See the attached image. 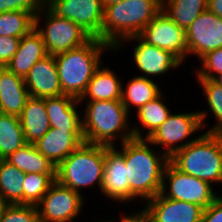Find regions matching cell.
I'll use <instances>...</instances> for the list:
<instances>
[{
	"instance_id": "20",
	"label": "cell",
	"mask_w": 222,
	"mask_h": 222,
	"mask_svg": "<svg viewBox=\"0 0 222 222\" xmlns=\"http://www.w3.org/2000/svg\"><path fill=\"white\" fill-rule=\"evenodd\" d=\"M44 104L50 128L82 129V113H80L82 111L79 109L81 105L78 99L70 95H61L44 98Z\"/></svg>"
},
{
	"instance_id": "41",
	"label": "cell",
	"mask_w": 222,
	"mask_h": 222,
	"mask_svg": "<svg viewBox=\"0 0 222 222\" xmlns=\"http://www.w3.org/2000/svg\"><path fill=\"white\" fill-rule=\"evenodd\" d=\"M102 1V4L103 6H107V5H111V4H114V3H120L124 0H101Z\"/></svg>"
},
{
	"instance_id": "33",
	"label": "cell",
	"mask_w": 222,
	"mask_h": 222,
	"mask_svg": "<svg viewBox=\"0 0 222 222\" xmlns=\"http://www.w3.org/2000/svg\"><path fill=\"white\" fill-rule=\"evenodd\" d=\"M199 62L201 65L195 69V78L213 80L217 75L222 74V48L208 52Z\"/></svg>"
},
{
	"instance_id": "5",
	"label": "cell",
	"mask_w": 222,
	"mask_h": 222,
	"mask_svg": "<svg viewBox=\"0 0 222 222\" xmlns=\"http://www.w3.org/2000/svg\"><path fill=\"white\" fill-rule=\"evenodd\" d=\"M169 162L182 173L208 182L222 184V133L202 132L183 149L176 151Z\"/></svg>"
},
{
	"instance_id": "21",
	"label": "cell",
	"mask_w": 222,
	"mask_h": 222,
	"mask_svg": "<svg viewBox=\"0 0 222 222\" xmlns=\"http://www.w3.org/2000/svg\"><path fill=\"white\" fill-rule=\"evenodd\" d=\"M46 55L42 36L33 28L21 38L18 50L6 67L15 75L25 78L34 64Z\"/></svg>"
},
{
	"instance_id": "44",
	"label": "cell",
	"mask_w": 222,
	"mask_h": 222,
	"mask_svg": "<svg viewBox=\"0 0 222 222\" xmlns=\"http://www.w3.org/2000/svg\"><path fill=\"white\" fill-rule=\"evenodd\" d=\"M3 67H4V66L0 64V71L2 70Z\"/></svg>"
},
{
	"instance_id": "11",
	"label": "cell",
	"mask_w": 222,
	"mask_h": 222,
	"mask_svg": "<svg viewBox=\"0 0 222 222\" xmlns=\"http://www.w3.org/2000/svg\"><path fill=\"white\" fill-rule=\"evenodd\" d=\"M85 197L87 194H79L55 180L37 205L40 222H74L85 208Z\"/></svg>"
},
{
	"instance_id": "12",
	"label": "cell",
	"mask_w": 222,
	"mask_h": 222,
	"mask_svg": "<svg viewBox=\"0 0 222 222\" xmlns=\"http://www.w3.org/2000/svg\"><path fill=\"white\" fill-rule=\"evenodd\" d=\"M46 6L56 15L75 22L92 38L102 41L104 6L101 0H47Z\"/></svg>"
},
{
	"instance_id": "31",
	"label": "cell",
	"mask_w": 222,
	"mask_h": 222,
	"mask_svg": "<svg viewBox=\"0 0 222 222\" xmlns=\"http://www.w3.org/2000/svg\"><path fill=\"white\" fill-rule=\"evenodd\" d=\"M35 28V15L26 11L0 13V36L22 38Z\"/></svg>"
},
{
	"instance_id": "37",
	"label": "cell",
	"mask_w": 222,
	"mask_h": 222,
	"mask_svg": "<svg viewBox=\"0 0 222 222\" xmlns=\"http://www.w3.org/2000/svg\"><path fill=\"white\" fill-rule=\"evenodd\" d=\"M201 222H222V195H219L207 209L203 210Z\"/></svg>"
},
{
	"instance_id": "9",
	"label": "cell",
	"mask_w": 222,
	"mask_h": 222,
	"mask_svg": "<svg viewBox=\"0 0 222 222\" xmlns=\"http://www.w3.org/2000/svg\"><path fill=\"white\" fill-rule=\"evenodd\" d=\"M216 190L208 182L182 173L169 162L164 171L160 193L166 198L190 202L207 209L220 195Z\"/></svg>"
},
{
	"instance_id": "27",
	"label": "cell",
	"mask_w": 222,
	"mask_h": 222,
	"mask_svg": "<svg viewBox=\"0 0 222 222\" xmlns=\"http://www.w3.org/2000/svg\"><path fill=\"white\" fill-rule=\"evenodd\" d=\"M202 90V96L207 101V109L198 110L203 130L208 121V116H213L216 120L214 125L206 129L207 133H222V86L215 83L212 79H196Z\"/></svg>"
},
{
	"instance_id": "24",
	"label": "cell",
	"mask_w": 222,
	"mask_h": 222,
	"mask_svg": "<svg viewBox=\"0 0 222 222\" xmlns=\"http://www.w3.org/2000/svg\"><path fill=\"white\" fill-rule=\"evenodd\" d=\"M19 119L26 142L36 143L50 129L44 98L30 96Z\"/></svg>"
},
{
	"instance_id": "14",
	"label": "cell",
	"mask_w": 222,
	"mask_h": 222,
	"mask_svg": "<svg viewBox=\"0 0 222 222\" xmlns=\"http://www.w3.org/2000/svg\"><path fill=\"white\" fill-rule=\"evenodd\" d=\"M188 57L199 61L205 54L222 48V18L208 9L202 12L185 31Z\"/></svg>"
},
{
	"instance_id": "39",
	"label": "cell",
	"mask_w": 222,
	"mask_h": 222,
	"mask_svg": "<svg viewBox=\"0 0 222 222\" xmlns=\"http://www.w3.org/2000/svg\"><path fill=\"white\" fill-rule=\"evenodd\" d=\"M208 10L222 18V0H208Z\"/></svg>"
},
{
	"instance_id": "19",
	"label": "cell",
	"mask_w": 222,
	"mask_h": 222,
	"mask_svg": "<svg viewBox=\"0 0 222 222\" xmlns=\"http://www.w3.org/2000/svg\"><path fill=\"white\" fill-rule=\"evenodd\" d=\"M29 97L24 78L3 67L0 71V113L19 117Z\"/></svg>"
},
{
	"instance_id": "1",
	"label": "cell",
	"mask_w": 222,
	"mask_h": 222,
	"mask_svg": "<svg viewBox=\"0 0 222 222\" xmlns=\"http://www.w3.org/2000/svg\"><path fill=\"white\" fill-rule=\"evenodd\" d=\"M118 145L115 147L124 156L129 181V203L139 199L142 203L157 196L169 157L148 139L133 138Z\"/></svg>"
},
{
	"instance_id": "15",
	"label": "cell",
	"mask_w": 222,
	"mask_h": 222,
	"mask_svg": "<svg viewBox=\"0 0 222 222\" xmlns=\"http://www.w3.org/2000/svg\"><path fill=\"white\" fill-rule=\"evenodd\" d=\"M142 208L150 222H201L203 208L199 205L169 199L159 193L147 200Z\"/></svg>"
},
{
	"instance_id": "36",
	"label": "cell",
	"mask_w": 222,
	"mask_h": 222,
	"mask_svg": "<svg viewBox=\"0 0 222 222\" xmlns=\"http://www.w3.org/2000/svg\"><path fill=\"white\" fill-rule=\"evenodd\" d=\"M21 38L0 36V64L6 67L18 50Z\"/></svg>"
},
{
	"instance_id": "30",
	"label": "cell",
	"mask_w": 222,
	"mask_h": 222,
	"mask_svg": "<svg viewBox=\"0 0 222 222\" xmlns=\"http://www.w3.org/2000/svg\"><path fill=\"white\" fill-rule=\"evenodd\" d=\"M26 144L19 117L0 113V159H6Z\"/></svg>"
},
{
	"instance_id": "3",
	"label": "cell",
	"mask_w": 222,
	"mask_h": 222,
	"mask_svg": "<svg viewBox=\"0 0 222 222\" xmlns=\"http://www.w3.org/2000/svg\"><path fill=\"white\" fill-rule=\"evenodd\" d=\"M105 51L110 53L114 49L98 38H91L77 48L54 55L64 95L78 100L82 97L92 76L102 65Z\"/></svg>"
},
{
	"instance_id": "16",
	"label": "cell",
	"mask_w": 222,
	"mask_h": 222,
	"mask_svg": "<svg viewBox=\"0 0 222 222\" xmlns=\"http://www.w3.org/2000/svg\"><path fill=\"white\" fill-rule=\"evenodd\" d=\"M101 196L109 201L113 200L118 205L121 203L127 205L129 203V181L124 156L116 147H110L105 153L104 180Z\"/></svg>"
},
{
	"instance_id": "40",
	"label": "cell",
	"mask_w": 222,
	"mask_h": 222,
	"mask_svg": "<svg viewBox=\"0 0 222 222\" xmlns=\"http://www.w3.org/2000/svg\"><path fill=\"white\" fill-rule=\"evenodd\" d=\"M8 206V203H6L1 197H0V221L2 219V215Z\"/></svg>"
},
{
	"instance_id": "22",
	"label": "cell",
	"mask_w": 222,
	"mask_h": 222,
	"mask_svg": "<svg viewBox=\"0 0 222 222\" xmlns=\"http://www.w3.org/2000/svg\"><path fill=\"white\" fill-rule=\"evenodd\" d=\"M110 65H102L92 76L88 83L87 89L79 102L84 101H107L121 100L122 81L121 77L116 76Z\"/></svg>"
},
{
	"instance_id": "13",
	"label": "cell",
	"mask_w": 222,
	"mask_h": 222,
	"mask_svg": "<svg viewBox=\"0 0 222 222\" xmlns=\"http://www.w3.org/2000/svg\"><path fill=\"white\" fill-rule=\"evenodd\" d=\"M144 42L171 51L182 62L188 59L185 30L161 10L138 35Z\"/></svg>"
},
{
	"instance_id": "38",
	"label": "cell",
	"mask_w": 222,
	"mask_h": 222,
	"mask_svg": "<svg viewBox=\"0 0 222 222\" xmlns=\"http://www.w3.org/2000/svg\"><path fill=\"white\" fill-rule=\"evenodd\" d=\"M125 212L121 214V218L120 219H115L113 220V218H110V222H149V217H148V214L143 210L141 209L140 211H137V213H132V212H129V213H126V211H123ZM112 219V220H111Z\"/></svg>"
},
{
	"instance_id": "10",
	"label": "cell",
	"mask_w": 222,
	"mask_h": 222,
	"mask_svg": "<svg viewBox=\"0 0 222 222\" xmlns=\"http://www.w3.org/2000/svg\"><path fill=\"white\" fill-rule=\"evenodd\" d=\"M126 43H129L130 46L133 43V55H131L132 57L129 59L134 61V67H136L135 69L139 71L136 72L138 73V76L154 80V77L157 79V77L159 78L160 76L164 77V74L166 76V73L169 75L170 71L172 72V70H176L184 64L171 51L149 45L139 36H133L123 40L114 49L113 53H117L118 50L120 51V48Z\"/></svg>"
},
{
	"instance_id": "34",
	"label": "cell",
	"mask_w": 222,
	"mask_h": 222,
	"mask_svg": "<svg viewBox=\"0 0 222 222\" xmlns=\"http://www.w3.org/2000/svg\"><path fill=\"white\" fill-rule=\"evenodd\" d=\"M0 222H40L37 206L8 204Z\"/></svg>"
},
{
	"instance_id": "32",
	"label": "cell",
	"mask_w": 222,
	"mask_h": 222,
	"mask_svg": "<svg viewBox=\"0 0 222 222\" xmlns=\"http://www.w3.org/2000/svg\"><path fill=\"white\" fill-rule=\"evenodd\" d=\"M55 179L56 174L25 173L24 204L37 206Z\"/></svg>"
},
{
	"instance_id": "25",
	"label": "cell",
	"mask_w": 222,
	"mask_h": 222,
	"mask_svg": "<svg viewBox=\"0 0 222 222\" xmlns=\"http://www.w3.org/2000/svg\"><path fill=\"white\" fill-rule=\"evenodd\" d=\"M156 82L138 75L132 76L126 84L122 82L121 101L130 114H133L134 111L137 112L163 92L158 85L159 82Z\"/></svg>"
},
{
	"instance_id": "18",
	"label": "cell",
	"mask_w": 222,
	"mask_h": 222,
	"mask_svg": "<svg viewBox=\"0 0 222 222\" xmlns=\"http://www.w3.org/2000/svg\"><path fill=\"white\" fill-rule=\"evenodd\" d=\"M24 82L32 97L51 98L64 95L54 55H46L36 62Z\"/></svg>"
},
{
	"instance_id": "28",
	"label": "cell",
	"mask_w": 222,
	"mask_h": 222,
	"mask_svg": "<svg viewBox=\"0 0 222 222\" xmlns=\"http://www.w3.org/2000/svg\"><path fill=\"white\" fill-rule=\"evenodd\" d=\"M208 9V0H162V11L185 31Z\"/></svg>"
},
{
	"instance_id": "42",
	"label": "cell",
	"mask_w": 222,
	"mask_h": 222,
	"mask_svg": "<svg viewBox=\"0 0 222 222\" xmlns=\"http://www.w3.org/2000/svg\"><path fill=\"white\" fill-rule=\"evenodd\" d=\"M213 81H214L215 83H217L218 85L222 86V74L217 75V76L213 79Z\"/></svg>"
},
{
	"instance_id": "35",
	"label": "cell",
	"mask_w": 222,
	"mask_h": 222,
	"mask_svg": "<svg viewBox=\"0 0 222 222\" xmlns=\"http://www.w3.org/2000/svg\"><path fill=\"white\" fill-rule=\"evenodd\" d=\"M47 0H0V13L9 11H26L37 15Z\"/></svg>"
},
{
	"instance_id": "26",
	"label": "cell",
	"mask_w": 222,
	"mask_h": 222,
	"mask_svg": "<svg viewBox=\"0 0 222 222\" xmlns=\"http://www.w3.org/2000/svg\"><path fill=\"white\" fill-rule=\"evenodd\" d=\"M5 160L24 173L56 174V166L34 144L27 143Z\"/></svg>"
},
{
	"instance_id": "17",
	"label": "cell",
	"mask_w": 222,
	"mask_h": 222,
	"mask_svg": "<svg viewBox=\"0 0 222 222\" xmlns=\"http://www.w3.org/2000/svg\"><path fill=\"white\" fill-rule=\"evenodd\" d=\"M82 143H84L82 129L50 128L34 145L57 167Z\"/></svg>"
},
{
	"instance_id": "6",
	"label": "cell",
	"mask_w": 222,
	"mask_h": 222,
	"mask_svg": "<svg viewBox=\"0 0 222 222\" xmlns=\"http://www.w3.org/2000/svg\"><path fill=\"white\" fill-rule=\"evenodd\" d=\"M109 148L105 145L82 143L56 167L55 180L82 195L85 193L84 189L92 190L94 187L93 190L99 189L101 193L105 153Z\"/></svg>"
},
{
	"instance_id": "8",
	"label": "cell",
	"mask_w": 222,
	"mask_h": 222,
	"mask_svg": "<svg viewBox=\"0 0 222 222\" xmlns=\"http://www.w3.org/2000/svg\"><path fill=\"white\" fill-rule=\"evenodd\" d=\"M200 130L203 131V127L197 110L171 112L166 121L147 139L170 158L176 151L196 140L201 135L198 134ZM196 133L197 137L194 136Z\"/></svg>"
},
{
	"instance_id": "7",
	"label": "cell",
	"mask_w": 222,
	"mask_h": 222,
	"mask_svg": "<svg viewBox=\"0 0 222 222\" xmlns=\"http://www.w3.org/2000/svg\"><path fill=\"white\" fill-rule=\"evenodd\" d=\"M35 29L42 36L48 55L67 52L92 38L75 22L56 15L47 6L35 15Z\"/></svg>"
},
{
	"instance_id": "43",
	"label": "cell",
	"mask_w": 222,
	"mask_h": 222,
	"mask_svg": "<svg viewBox=\"0 0 222 222\" xmlns=\"http://www.w3.org/2000/svg\"><path fill=\"white\" fill-rule=\"evenodd\" d=\"M104 219H102V221L98 220V222H110L109 220H105L103 221ZM97 222V221H96Z\"/></svg>"
},
{
	"instance_id": "4",
	"label": "cell",
	"mask_w": 222,
	"mask_h": 222,
	"mask_svg": "<svg viewBox=\"0 0 222 222\" xmlns=\"http://www.w3.org/2000/svg\"><path fill=\"white\" fill-rule=\"evenodd\" d=\"M162 10V0H124L104 7L102 41L115 49L138 36Z\"/></svg>"
},
{
	"instance_id": "29",
	"label": "cell",
	"mask_w": 222,
	"mask_h": 222,
	"mask_svg": "<svg viewBox=\"0 0 222 222\" xmlns=\"http://www.w3.org/2000/svg\"><path fill=\"white\" fill-rule=\"evenodd\" d=\"M24 176V172L0 159V197L6 203L24 204Z\"/></svg>"
},
{
	"instance_id": "23",
	"label": "cell",
	"mask_w": 222,
	"mask_h": 222,
	"mask_svg": "<svg viewBox=\"0 0 222 222\" xmlns=\"http://www.w3.org/2000/svg\"><path fill=\"white\" fill-rule=\"evenodd\" d=\"M165 96V92H162L136 112L137 124H132L134 138L147 139L169 117L172 110L166 104Z\"/></svg>"
},
{
	"instance_id": "2",
	"label": "cell",
	"mask_w": 222,
	"mask_h": 222,
	"mask_svg": "<svg viewBox=\"0 0 222 222\" xmlns=\"http://www.w3.org/2000/svg\"><path fill=\"white\" fill-rule=\"evenodd\" d=\"M84 142L115 147L133 139L131 114L121 100L80 102ZM130 124V125H129Z\"/></svg>"
}]
</instances>
